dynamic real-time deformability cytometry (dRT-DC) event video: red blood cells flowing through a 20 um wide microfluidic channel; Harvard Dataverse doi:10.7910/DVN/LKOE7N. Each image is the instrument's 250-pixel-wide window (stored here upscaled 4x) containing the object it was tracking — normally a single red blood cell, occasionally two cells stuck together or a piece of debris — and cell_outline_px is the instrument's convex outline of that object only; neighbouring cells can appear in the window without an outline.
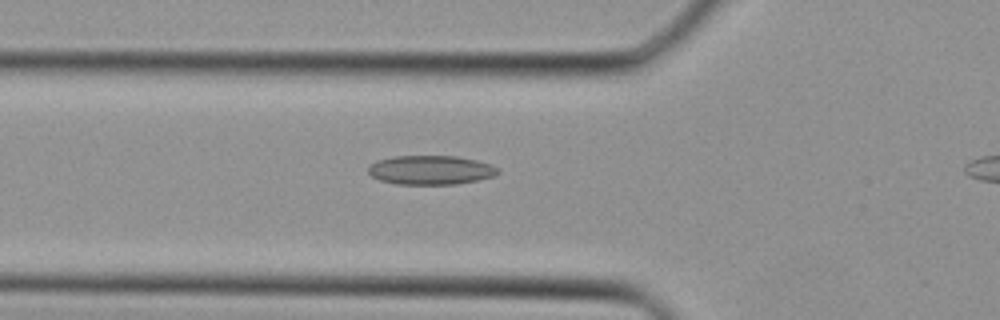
{"species": "Egyptian fruit bat (a non-hibernating species)", "species_latin": "Rousettus aegyptiacus", "temperature_condition": "cold", "stored_images_in_passage": 28, "camera_frame_rate_fps": 3000, "um_per_image_px": 0.085, "animal": {"sex": "female"}, "frame": {"image": 1, "passage_image": 8, "time_ms": 2.333, "image_size_px": [1000, 320], "cell_outline_px": [[500, 172], [492, 176], [476, 180], [456, 184], [396, 184], [380, 180], [372, 176], [368, 172], [368, 164], [376, 160], [392, 156], [456, 156], [476, 160], [488, 164], [496, 168]], "centroid_in_image_um": [36.53, 14.44], "position_along_channel_um": 89.3, "area_um2": 21.91}}
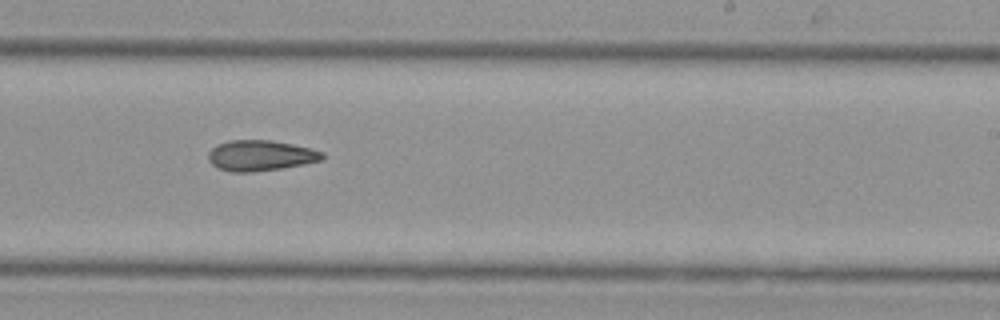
{"frame": {"image": 2, "passage_image": 18, "time_ms": 5.667, "image_size_px": [1000, 320], "cell_outline_px": [[324, 160], [304, 164], [280, 168], [252, 172], [232, 172], [216, 168], [208, 160], [208, 152], [216, 144], [232, 140], [272, 140], [292, 144], [324, 152]], "centroid_in_image_um": [22.12, 13.22], "position_along_channel_um": 266.9, "area_um2": 20.4}}
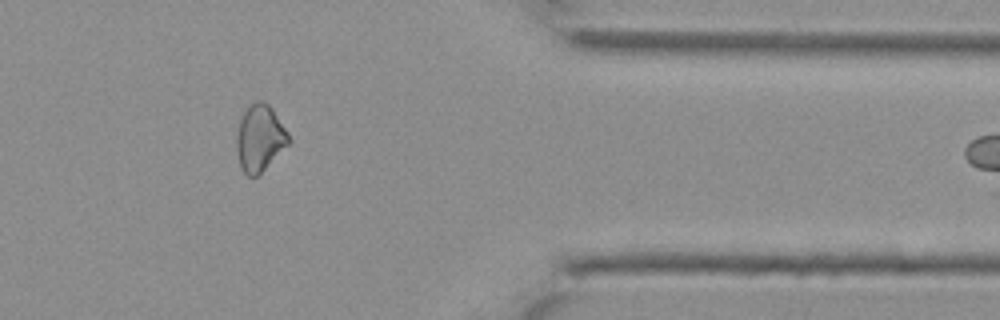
{"frame": {"image": 3, "passage_image": 26, "time_ms": 8.333, "image_size_px": [1000, 320], "cell_outline_px": [[292, 140], [256, 176], [248, 176], [240, 168], [236, 148], [236, 136], [240, 120], [244, 112], [256, 100], [260, 100], [268, 104], [272, 108], [288, 132]], "centroid_in_image_um": [22.07, 11.73], "position_along_channel_um": 389.3, "area_um2": 19.88}}